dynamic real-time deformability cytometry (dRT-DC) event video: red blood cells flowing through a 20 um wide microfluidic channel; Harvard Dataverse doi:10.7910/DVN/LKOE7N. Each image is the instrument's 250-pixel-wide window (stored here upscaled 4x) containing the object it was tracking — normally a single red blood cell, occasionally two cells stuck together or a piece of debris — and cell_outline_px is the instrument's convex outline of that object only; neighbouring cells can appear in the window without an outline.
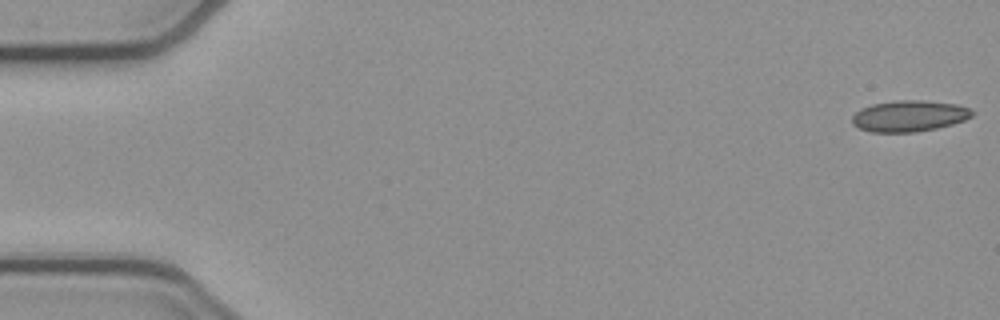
{"species": "common noctule bat (a hibernating species)", "species_latin": "Nyctalus noctula", "temperature_condition": "cold", "stored_images_in_passage": 52, "camera_frame_rate_fps": 3000, "um_per_image_px": 0.085, "animal": {"sex": "female", "body_mass_g": 21.9}, "frame": {"image": 1, "passage_image": 1, "time_ms": 0.0, "image_size_px": [1000, 320], "cell_outline_px": [[972, 116], [964, 120], [952, 124], [936, 128], [916, 132], [872, 132], [860, 128], [852, 124], [852, 116], [860, 108], [872, 104], [900, 100], [924, 100], [956, 104], [968, 108], [972, 112]], "centroid_in_image_um": [77.25, 9.86], "position_along_channel_um": 7.7, "area_um2": 21.68}}
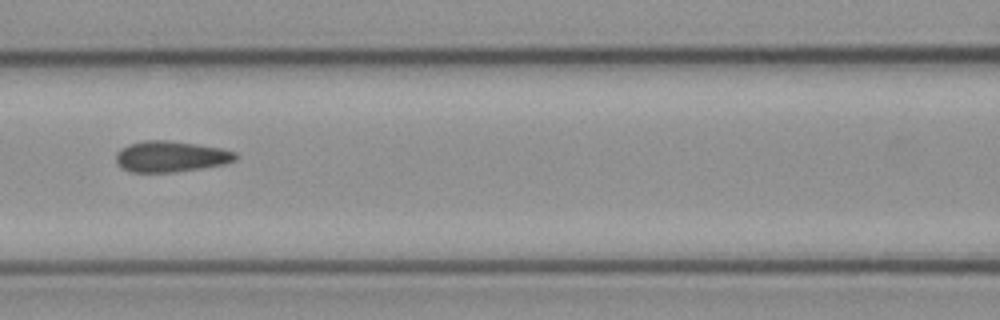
{"frame": {"image": 2, "passage_image": 23, "time_ms": 7.333, "image_size_px": [1000, 320], "cell_outline_px": [[236, 160], [224, 164], [200, 168], [172, 172], [132, 172], [120, 168], [116, 164], [116, 152], [120, 148], [128, 144], [144, 140], [168, 140], [224, 148], [236, 152]], "centroid_in_image_um": [14.48, 13.29], "position_along_channel_um": 152.1, "area_um2": 21.73}}
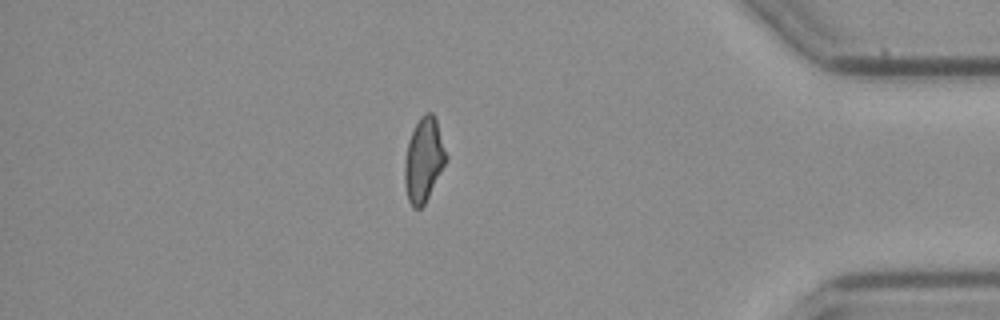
{"frame": {"image": 3, "passage_image": 45, "time_ms": 14.667, "image_size_px": [1000, 320], "cell_outline_px": [[448, 160], [424, 204], [420, 208], [412, 208], [408, 200], [404, 184], [404, 160], [408, 140], [420, 116], [424, 112], [432, 112], [436, 120], [448, 156]], "centroid_in_image_um": [36.01, 13.59], "position_along_channel_um": 399.2, "area_um2": 20.46}, "authors_computed_cell_mechanics": {"area_um2": 21.2993, "velocity_mm_per_s": 3.8899, "shape_relaxation_time_tau1_ms": null, "shape_relaxation_time_tau2_ms": 1.543, "deformation_change_tau1": null, "deformation_change_tau2": 0.0833}}